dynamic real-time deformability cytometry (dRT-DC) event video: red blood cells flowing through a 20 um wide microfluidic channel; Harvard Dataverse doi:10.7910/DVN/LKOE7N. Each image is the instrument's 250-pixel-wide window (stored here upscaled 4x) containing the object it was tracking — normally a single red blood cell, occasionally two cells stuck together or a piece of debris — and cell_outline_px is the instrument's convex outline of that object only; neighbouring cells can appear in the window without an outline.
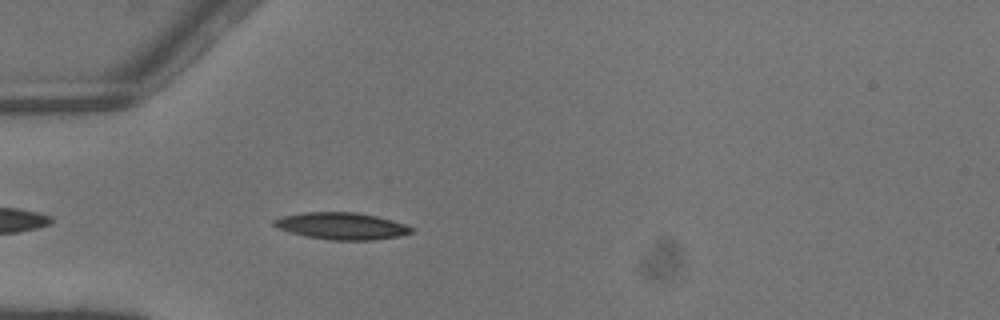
{"species": "common noctule bat (a hibernating species)", "species_latin": "Nyctalus noctula", "temperature_condition": "warm", "stored_images_in_passage": 4, "camera_frame_rate_fps": 3000, "um_per_image_px": 0.085, "animal": {"sex": "male", "body_mass_g": 13.3}, "frame": {"image": 1, "passage_image": 4, "time_ms": 1.0, "image_size_px": [1000, 320], "cell_outline_px": [[416, 228], [412, 232], [396, 236], [372, 240], [328, 240], [308, 236], [276, 228], [272, 224], [272, 220], [280, 216], [300, 212], [356, 212], [376, 216], [392, 220]], "centroid_in_image_um": [28.99, 19.19], "position_along_channel_um": 56.0, "area_um2": 21.56}}